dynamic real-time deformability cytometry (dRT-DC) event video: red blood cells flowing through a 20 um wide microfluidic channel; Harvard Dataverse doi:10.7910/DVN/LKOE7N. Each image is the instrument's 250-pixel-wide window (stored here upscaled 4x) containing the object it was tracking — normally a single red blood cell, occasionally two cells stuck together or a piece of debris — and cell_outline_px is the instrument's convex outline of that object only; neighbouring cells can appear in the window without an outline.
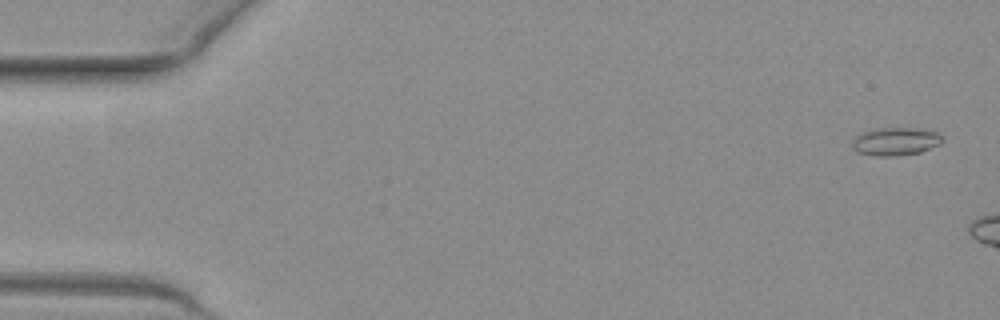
{"species": "common noctule bat (a hibernating species)", "species_latin": "Nyctalus noctula", "temperature_condition": "warm", "stored_images_in_passage": 7, "camera_frame_rate_fps": 3000, "um_per_image_px": 0.085, "animal": {"sex": "female", "body_mass_g": 19.3, "forearm_length_mm": 54.1}, "frame": {"image": 1, "passage_image": 2, "time_ms": 0.333, "image_size_px": [1000, 320], "cell_outline_px": [[944, 140], [940, 144], [920, 152], [896, 156], [876, 156], [856, 152], [852, 148], [852, 140], [860, 132], [872, 128], [928, 128], [936, 132]], "centroid_in_image_um": [76.09, 12.01], "position_along_channel_um": 8.9, "area_um2": 15.03}}